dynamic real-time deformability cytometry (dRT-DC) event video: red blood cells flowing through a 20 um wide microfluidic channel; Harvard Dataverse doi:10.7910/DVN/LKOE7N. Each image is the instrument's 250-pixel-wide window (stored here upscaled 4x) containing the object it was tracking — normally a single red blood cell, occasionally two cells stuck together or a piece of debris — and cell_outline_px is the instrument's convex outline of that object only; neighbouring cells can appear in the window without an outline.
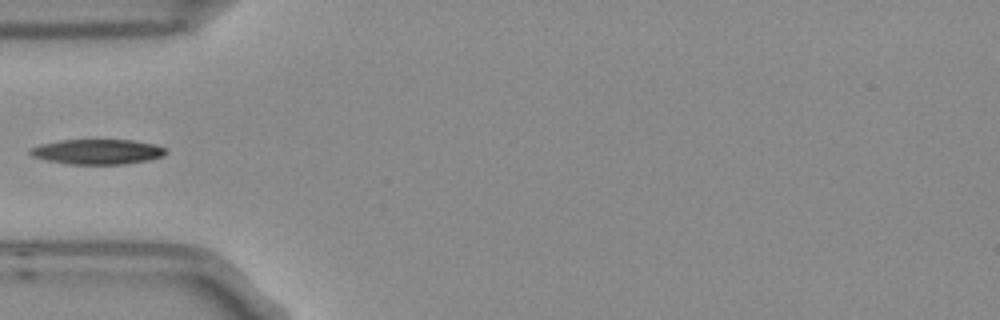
{"species": "Egyptian fruit bat (a non-hibernating species)", "species_latin": "Rousettus aegyptiacus", "temperature_condition": "room temperature", "stored_images_in_passage": 7, "segment_of_instrument_passage": [2, 2], "camera_frame_rate_fps": 3000, "um_per_image_px": 0.085, "frame": {"image": 1, "passage_image": 5, "time_ms": 1.333, "image_size_px": [1000, 320], "cell_outline_px": [[168, 152], [164, 156], [148, 160], [124, 164], [68, 164], [48, 160], [32, 156], [28, 152], [28, 148], [40, 144], [60, 140], [132, 140], [152, 144], [164, 148]], "centroid_in_image_um": [8.25, 12.9], "position_along_channel_um": 76.7, "area_um2": 19.77}}